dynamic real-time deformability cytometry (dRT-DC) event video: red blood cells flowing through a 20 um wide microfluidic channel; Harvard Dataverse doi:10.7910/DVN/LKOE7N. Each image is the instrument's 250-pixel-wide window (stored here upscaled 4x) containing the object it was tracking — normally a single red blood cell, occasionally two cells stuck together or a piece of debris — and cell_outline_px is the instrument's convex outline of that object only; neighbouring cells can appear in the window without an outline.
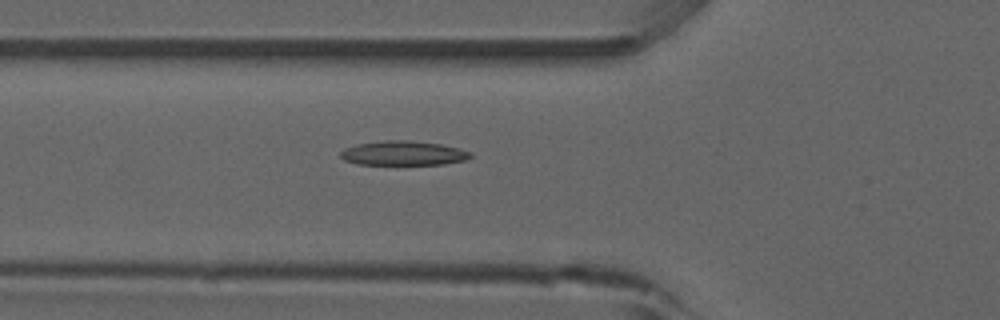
{"species": "common noctule bat (a hibernating species)", "species_latin": "Nyctalus noctula", "temperature_condition": "room temperature", "stored_images_in_passage": 39, "camera_frame_rate_fps": 3000, "um_per_image_px": 0.085, "animal": {"sex": "male", "forearm_length_mm": 52.5}, "frame": {"image": 1, "passage_image": 10, "time_ms": 3.0, "image_size_px": [1000, 320], "cell_outline_px": [[472, 156], [464, 160], [444, 164], [356, 164], [344, 160], [340, 156], [340, 152], [344, 148], [356, 144], [384, 140], [408, 140], [440, 144], [460, 148], [472, 152]], "centroid_in_image_um": [34.27, 13.01], "position_along_channel_um": 91.5, "area_um2": 18.5}}
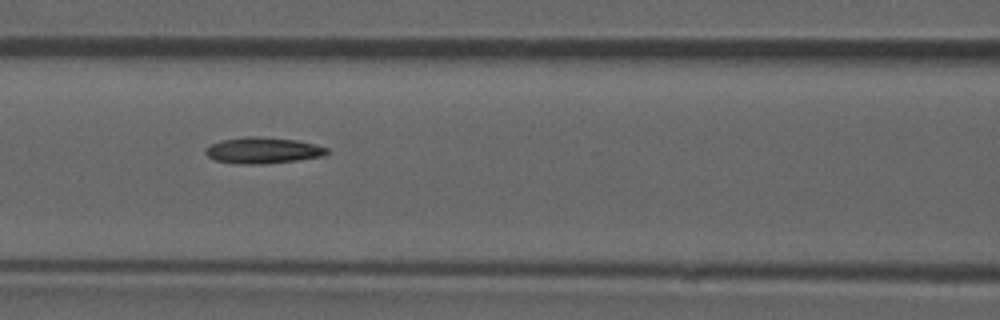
{"frame": {"image": 2, "passage_image": 14, "time_ms": 4.333, "image_size_px": [1000, 320], "cell_outline_px": [[328, 152], [324, 156], [296, 160], [260, 164], [240, 164], [216, 160], [208, 156], [204, 152], [204, 148], [208, 144], [220, 140], [244, 136], [260, 136], [296, 140], [328, 148]], "centroid_in_image_um": [22.28, 12.77], "position_along_channel_um": 144.3, "area_um2": 18.55}}